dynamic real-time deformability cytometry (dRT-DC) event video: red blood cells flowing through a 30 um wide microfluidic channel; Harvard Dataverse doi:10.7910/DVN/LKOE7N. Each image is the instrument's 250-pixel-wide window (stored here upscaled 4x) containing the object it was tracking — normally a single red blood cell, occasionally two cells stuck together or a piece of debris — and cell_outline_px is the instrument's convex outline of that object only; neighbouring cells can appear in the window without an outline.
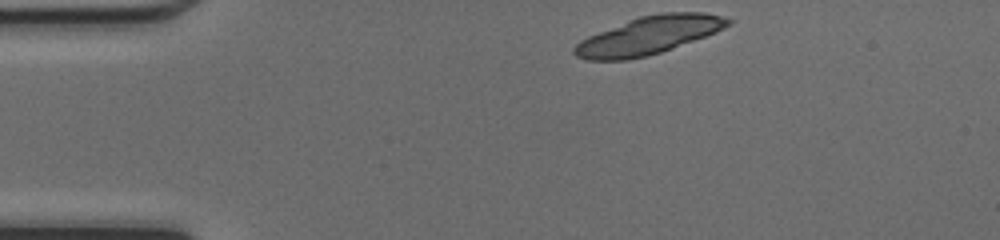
{"species": "common noctule bat (a hibernating species)", "species_latin": "Nyctalus noctula", "temperature_condition": "cold", "stored_images_in_passage": 21, "camera_frame_rate_fps": 3000, "um_per_image_px": 0.085, "animal": {"sex": "female", "body_mass_g": 17.0, "forearm_length_mm": 48.0}, "frame": {"image": 1, "passage_image": 1, "time_ms": 0.0, "image_size_px": [1000, 240], "cell_outline_px": [[732, 24], [716, 32], [672, 48], [648, 56], [628, 60], [588, 60], [576, 56], [572, 52], [572, 48], [580, 40], [588, 36], [628, 20], [640, 16], [660, 12], [704, 12], [720, 16], [732, 20]], "centroid_in_image_um": [55.12, 3.01], "position_along_channel_um": 29.9, "area_um2": 33.87}}